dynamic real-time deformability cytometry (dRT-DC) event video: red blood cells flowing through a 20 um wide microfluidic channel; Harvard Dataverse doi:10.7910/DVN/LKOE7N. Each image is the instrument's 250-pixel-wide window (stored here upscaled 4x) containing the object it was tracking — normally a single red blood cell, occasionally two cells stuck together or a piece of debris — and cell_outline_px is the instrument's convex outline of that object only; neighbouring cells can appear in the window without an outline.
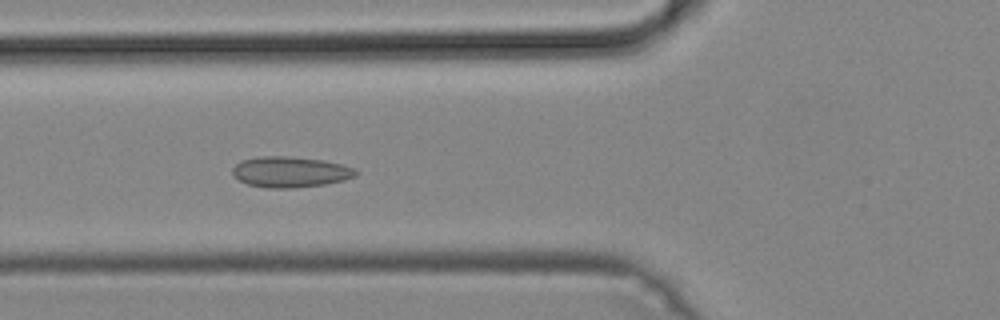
{"species": "common noctule bat (a hibernating species)", "species_latin": "Nyctalus noctula", "temperature_condition": "cold", "stored_images_in_passage": 50, "camera_frame_rate_fps": 3000, "um_per_image_px": 0.085, "animal": {"sex": "male", "body_mass_g": 19.2, "forearm_length_mm": 51.8}, "frame": {"image": 1, "passage_image": 19, "time_ms": 6.0, "image_size_px": [1000, 320], "cell_outline_px": [[360, 172], [356, 176], [344, 180], [324, 184], [292, 188], [268, 188], [248, 184], [232, 176], [232, 168], [240, 160], [260, 156], [288, 156], [324, 160], [356, 168]], "centroid_in_image_um": [24.68, 14.61], "position_along_channel_um": 101.1, "area_um2": 22.25}}
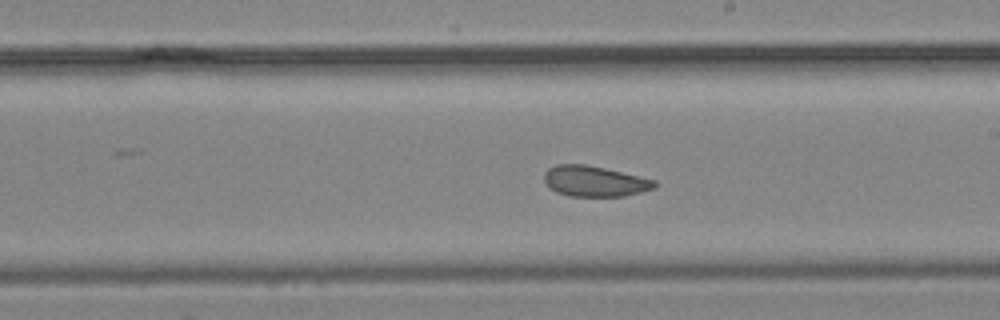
{"frame": {"image": 2, "passage_image": 29, "time_ms": 9.333, "image_size_px": [1000, 320], "cell_outline_px": [[660, 184], [656, 188], [624, 196], [568, 196], [556, 192], [544, 180], [544, 172], [548, 168], [556, 164], [588, 164], [656, 180]], "centroid_in_image_um": [50.57, 15.4], "position_along_channel_um": 238.4, "area_um2": 19.83}}
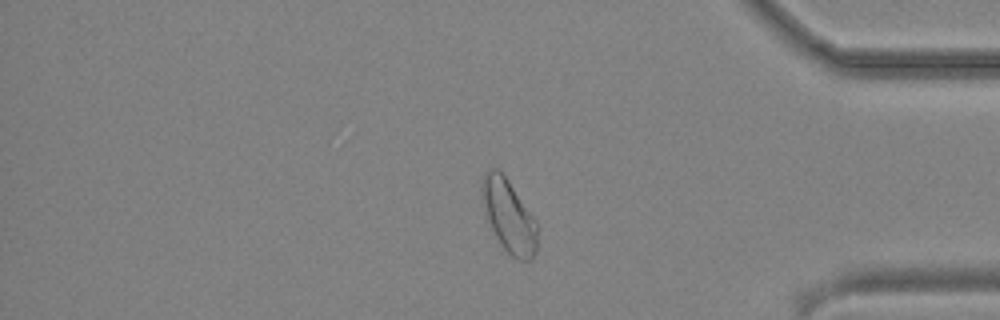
{"frame": {"image": 3, "passage_image": 42, "time_ms": 13.667, "image_size_px": [1000, 320], "cell_outline_px": [[536, 252], [532, 260], [516, 260], [504, 248], [496, 236], [484, 212], [480, 200], [480, 184], [484, 172], [488, 168], [496, 168], [508, 180], [536, 220]], "centroid_in_image_um": [43.2, 18.32], "position_along_channel_um": 392.0, "area_um2": 23.52}}